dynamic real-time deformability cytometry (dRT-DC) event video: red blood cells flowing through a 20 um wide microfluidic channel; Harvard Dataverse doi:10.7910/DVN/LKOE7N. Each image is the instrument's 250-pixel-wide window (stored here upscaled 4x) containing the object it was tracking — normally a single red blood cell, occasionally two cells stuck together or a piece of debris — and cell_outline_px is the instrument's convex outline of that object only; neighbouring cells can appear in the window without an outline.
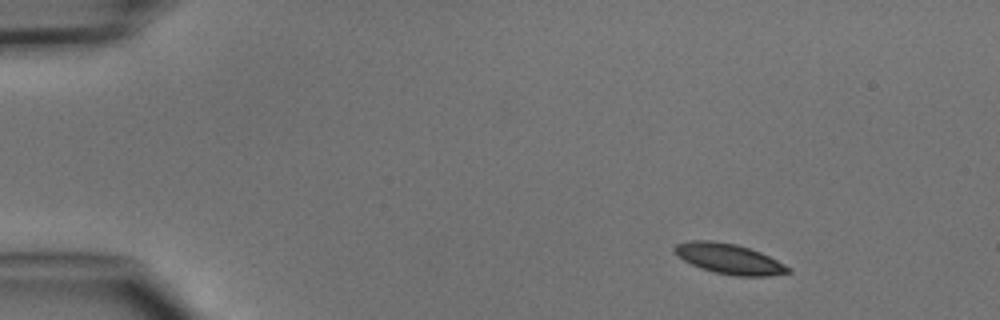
{"species": "common noctule bat (a hibernating species)", "species_latin": "Nyctalus noctula", "temperature_condition": "cold", "stored_images_in_passage": 3, "camera_frame_rate_fps": 3000, "um_per_image_px": 0.085, "animal": {"sex": "male", "body_mass_g": 15.6}, "frame": {"image": 1, "passage_image": 1, "time_ms": 0.0, "image_size_px": [1000, 320], "cell_outline_px": [[792, 272], [768, 276], [736, 276], [716, 272], [692, 264], [684, 260], [672, 248], [676, 244], [688, 240], [712, 240], [736, 244], [760, 252], [792, 268]], "centroid_in_image_um": [62.0, 21.99], "position_along_channel_um": 23.0, "area_um2": 19.77}}